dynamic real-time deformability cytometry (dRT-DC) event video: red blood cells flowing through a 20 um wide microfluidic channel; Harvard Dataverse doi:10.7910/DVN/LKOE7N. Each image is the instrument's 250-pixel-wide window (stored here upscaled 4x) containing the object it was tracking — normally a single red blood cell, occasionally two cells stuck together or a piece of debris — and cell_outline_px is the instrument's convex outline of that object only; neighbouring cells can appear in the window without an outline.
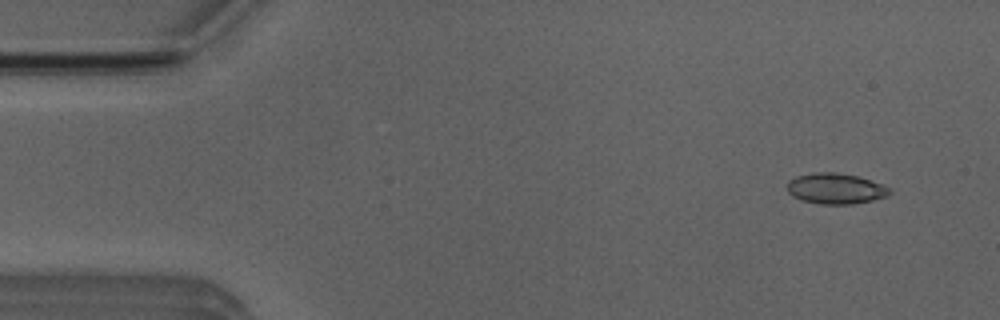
{"species": "Egyptian fruit bat (a non-hibernating species)", "species_latin": "Rousettus aegyptiacus", "temperature_condition": "room temperature", "stored_images_in_passage": 4, "camera_frame_rate_fps": 3000, "um_per_image_px": 0.085, "animal": {"sex": "male"}, "frame": {"image": 1, "passage_image": 1, "time_ms": 0.0, "image_size_px": [1000, 320], "cell_outline_px": [[892, 192], [888, 196], [872, 200], [852, 204], [820, 204], [804, 200], [792, 196], [788, 192], [788, 180], [796, 176], [812, 172], [836, 172], [856, 176], [880, 184], [888, 188]], "centroid_in_image_um": [70.99, 16.02], "position_along_channel_um": 14.0, "area_um2": 18.15}}